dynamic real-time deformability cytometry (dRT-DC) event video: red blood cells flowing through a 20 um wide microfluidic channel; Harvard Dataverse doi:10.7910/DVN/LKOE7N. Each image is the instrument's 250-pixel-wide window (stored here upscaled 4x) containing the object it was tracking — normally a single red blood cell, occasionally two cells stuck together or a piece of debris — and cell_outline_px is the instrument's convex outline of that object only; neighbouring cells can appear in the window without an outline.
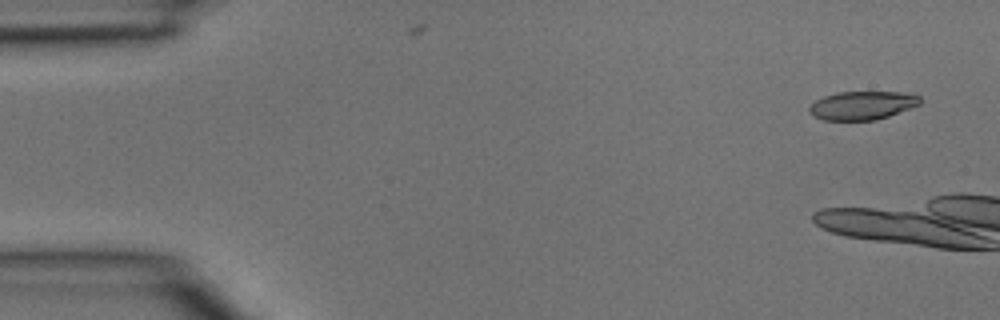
{"species": "common noctule bat (a hibernating species)", "species_latin": "Nyctalus noctula", "temperature_condition": "room temperature", "stored_images_in_passage": 3, "camera_frame_rate_fps": 3000, "um_per_image_px": 0.085, "animal": {"sex": "male", "body_mass_g": 15.6}, "frame": {"image": 1, "passage_image": 1, "time_ms": 0.0, "image_size_px": [1000, 320], "cell_outline_px": [[920, 104], [888, 116], [876, 120], [824, 120], [812, 116], [808, 112], [808, 108], [816, 100], [824, 96], [836, 92], [900, 92], [920, 96]], "centroid_in_image_um": [73.25, 8.96], "position_along_channel_um": 11.8, "area_um2": 18.32}}